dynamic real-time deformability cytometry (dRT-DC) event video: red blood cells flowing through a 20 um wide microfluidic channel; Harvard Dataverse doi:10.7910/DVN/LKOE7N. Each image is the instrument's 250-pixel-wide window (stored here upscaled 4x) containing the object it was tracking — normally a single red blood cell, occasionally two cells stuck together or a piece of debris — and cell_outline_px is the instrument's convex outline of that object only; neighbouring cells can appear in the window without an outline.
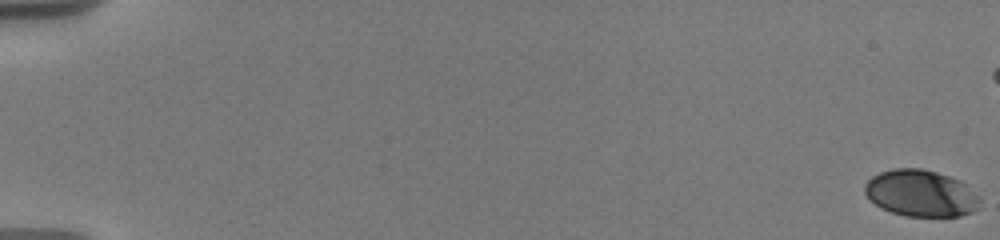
{"species": "human", "species_latin": "Homo sapiens", "temperature_condition": "warm", "stored_images_in_passage": 43, "camera_frame_rate_fps": 3000, "um_per_image_px": 0.085, "donor": {"sex": "male"}, "frame": {"image": 1, "passage_image": 1, "time_ms": 0.0, "image_size_px": [1000, 240], "cell_outline_px": [[980, 200], [976, 208], [972, 212], [960, 216], [904, 216], [880, 208], [864, 192], [864, 184], [872, 176], [880, 172], [892, 168], [920, 168], [936, 172], [960, 180], [980, 196]], "centroid_in_image_um": [78.26, 16.42], "position_along_channel_um": 6.7, "area_um2": 31.27}}
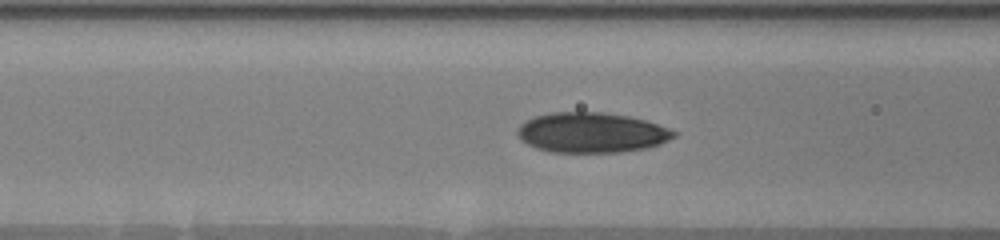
{"frame": {"image": 2, "passage_image": 35, "time_ms": 8.333, "image_size_px": [1000, 240], "cell_outline_px": [[676, 136], [660, 144], [648, 148], [620, 152], [548, 152], [536, 148], [520, 140], [516, 132], [516, 128], [524, 120], [532, 116], [552, 112], [604, 112], [628, 116], [644, 120], [668, 128], [676, 132]], "centroid_in_image_um": [50.22, 11.27], "position_along_channel_um": 116.4, "area_um2": 36.88}}
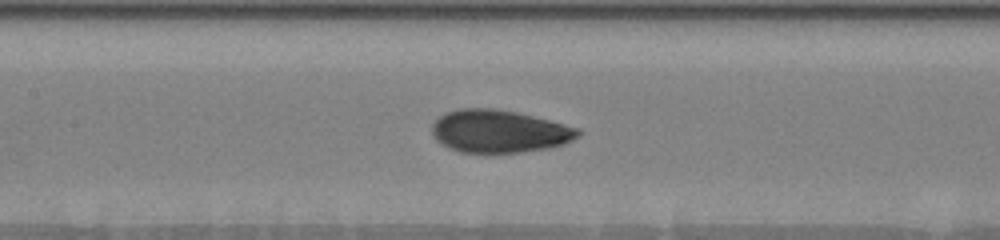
{"frame": {"image": 3, "passage_image": 42, "time_ms": 9.667, "image_size_px": [1000, 240], "cell_outline_px": [[580, 136], [564, 144], [548, 148], [520, 152], [460, 152], [448, 148], [440, 144], [436, 140], [432, 132], [432, 124], [444, 112], [460, 108], [492, 108], [516, 112], [580, 128]], "centroid_in_image_um": [42.41, 11.16], "position_along_channel_um": 165.0, "area_um2": 36.3}}